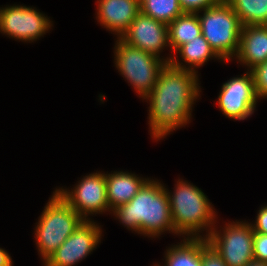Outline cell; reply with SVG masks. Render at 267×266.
<instances>
[{"mask_svg":"<svg viewBox=\"0 0 267 266\" xmlns=\"http://www.w3.org/2000/svg\"><path fill=\"white\" fill-rule=\"evenodd\" d=\"M199 75L167 63L154 89L143 99L148 106V126L152 140L167 136L190 124L194 104L201 98Z\"/></svg>","mask_w":267,"mask_h":266,"instance_id":"cell-1","label":"cell"},{"mask_svg":"<svg viewBox=\"0 0 267 266\" xmlns=\"http://www.w3.org/2000/svg\"><path fill=\"white\" fill-rule=\"evenodd\" d=\"M110 214L124 228L140 236L155 239L165 233L178 235L173 227L166 188L156 178L150 177L128 203L116 207Z\"/></svg>","mask_w":267,"mask_h":266,"instance_id":"cell-2","label":"cell"},{"mask_svg":"<svg viewBox=\"0 0 267 266\" xmlns=\"http://www.w3.org/2000/svg\"><path fill=\"white\" fill-rule=\"evenodd\" d=\"M164 186L169 197L173 227L179 238H206L218 219L208 196L183 178L176 179L173 192Z\"/></svg>","mask_w":267,"mask_h":266,"instance_id":"cell-3","label":"cell"},{"mask_svg":"<svg viewBox=\"0 0 267 266\" xmlns=\"http://www.w3.org/2000/svg\"><path fill=\"white\" fill-rule=\"evenodd\" d=\"M83 221L84 219L54 190L38 217L33 233L42 263Z\"/></svg>","mask_w":267,"mask_h":266,"instance_id":"cell-4","label":"cell"},{"mask_svg":"<svg viewBox=\"0 0 267 266\" xmlns=\"http://www.w3.org/2000/svg\"><path fill=\"white\" fill-rule=\"evenodd\" d=\"M201 34L224 61L232 62L238 52L242 24L226 0L197 12Z\"/></svg>","mask_w":267,"mask_h":266,"instance_id":"cell-5","label":"cell"},{"mask_svg":"<svg viewBox=\"0 0 267 266\" xmlns=\"http://www.w3.org/2000/svg\"><path fill=\"white\" fill-rule=\"evenodd\" d=\"M114 66L129 86L143 99L154 89L159 74L167 64L161 58L115 39Z\"/></svg>","mask_w":267,"mask_h":266,"instance_id":"cell-6","label":"cell"},{"mask_svg":"<svg viewBox=\"0 0 267 266\" xmlns=\"http://www.w3.org/2000/svg\"><path fill=\"white\" fill-rule=\"evenodd\" d=\"M224 222L220 229L217 219L216 225L206 237L208 244L222 257L227 266H245L254 259L253 227L246 220Z\"/></svg>","mask_w":267,"mask_h":266,"instance_id":"cell-7","label":"cell"},{"mask_svg":"<svg viewBox=\"0 0 267 266\" xmlns=\"http://www.w3.org/2000/svg\"><path fill=\"white\" fill-rule=\"evenodd\" d=\"M55 191L84 220H92L91 218L96 214L111 213L107 201L106 173L104 171L99 170L86 174L71 189L55 187Z\"/></svg>","mask_w":267,"mask_h":266,"instance_id":"cell-8","label":"cell"},{"mask_svg":"<svg viewBox=\"0 0 267 266\" xmlns=\"http://www.w3.org/2000/svg\"><path fill=\"white\" fill-rule=\"evenodd\" d=\"M53 21L35 7L12 4L0 7V33L16 41L34 43L50 32Z\"/></svg>","mask_w":267,"mask_h":266,"instance_id":"cell-9","label":"cell"},{"mask_svg":"<svg viewBox=\"0 0 267 266\" xmlns=\"http://www.w3.org/2000/svg\"><path fill=\"white\" fill-rule=\"evenodd\" d=\"M258 101L252 72L246 69L222 84L216 103L225 117L242 121L255 113Z\"/></svg>","mask_w":267,"mask_h":266,"instance_id":"cell-10","label":"cell"},{"mask_svg":"<svg viewBox=\"0 0 267 266\" xmlns=\"http://www.w3.org/2000/svg\"><path fill=\"white\" fill-rule=\"evenodd\" d=\"M103 229L94 220H84L78 228L43 262V266H75L97 249Z\"/></svg>","mask_w":267,"mask_h":266,"instance_id":"cell-11","label":"cell"},{"mask_svg":"<svg viewBox=\"0 0 267 266\" xmlns=\"http://www.w3.org/2000/svg\"><path fill=\"white\" fill-rule=\"evenodd\" d=\"M121 39L127 44L139 48L170 63L173 55L160 56L163 50L170 51L168 25L140 12L130 23L129 29Z\"/></svg>","mask_w":267,"mask_h":266,"instance_id":"cell-12","label":"cell"},{"mask_svg":"<svg viewBox=\"0 0 267 266\" xmlns=\"http://www.w3.org/2000/svg\"><path fill=\"white\" fill-rule=\"evenodd\" d=\"M96 20L114 37L121 38L140 13V0H96Z\"/></svg>","mask_w":267,"mask_h":266,"instance_id":"cell-13","label":"cell"},{"mask_svg":"<svg viewBox=\"0 0 267 266\" xmlns=\"http://www.w3.org/2000/svg\"><path fill=\"white\" fill-rule=\"evenodd\" d=\"M233 60L247 70L267 60V25L242 27L238 52Z\"/></svg>","mask_w":267,"mask_h":266,"instance_id":"cell-14","label":"cell"},{"mask_svg":"<svg viewBox=\"0 0 267 266\" xmlns=\"http://www.w3.org/2000/svg\"><path fill=\"white\" fill-rule=\"evenodd\" d=\"M113 172V173H112ZM149 179L129 172L111 171L106 172V193L109 209L128 203Z\"/></svg>","mask_w":267,"mask_h":266,"instance_id":"cell-15","label":"cell"},{"mask_svg":"<svg viewBox=\"0 0 267 266\" xmlns=\"http://www.w3.org/2000/svg\"><path fill=\"white\" fill-rule=\"evenodd\" d=\"M177 55H179V57ZM210 59L220 60L222 63H225L201 34L190 42L182 45L175 54H173L170 63L176 68L193 71L198 74L197 69L205 65Z\"/></svg>","mask_w":267,"mask_h":266,"instance_id":"cell-16","label":"cell"},{"mask_svg":"<svg viewBox=\"0 0 267 266\" xmlns=\"http://www.w3.org/2000/svg\"><path fill=\"white\" fill-rule=\"evenodd\" d=\"M164 253V263L157 266H202V238L182 237Z\"/></svg>","mask_w":267,"mask_h":266,"instance_id":"cell-17","label":"cell"},{"mask_svg":"<svg viewBox=\"0 0 267 266\" xmlns=\"http://www.w3.org/2000/svg\"><path fill=\"white\" fill-rule=\"evenodd\" d=\"M171 54L184 44L201 35V23L197 13L183 12L168 24Z\"/></svg>","mask_w":267,"mask_h":266,"instance_id":"cell-18","label":"cell"},{"mask_svg":"<svg viewBox=\"0 0 267 266\" xmlns=\"http://www.w3.org/2000/svg\"><path fill=\"white\" fill-rule=\"evenodd\" d=\"M242 26L267 25V0H226Z\"/></svg>","mask_w":267,"mask_h":266,"instance_id":"cell-19","label":"cell"},{"mask_svg":"<svg viewBox=\"0 0 267 266\" xmlns=\"http://www.w3.org/2000/svg\"><path fill=\"white\" fill-rule=\"evenodd\" d=\"M140 12L168 25L183 10L179 0H140Z\"/></svg>","mask_w":267,"mask_h":266,"instance_id":"cell-20","label":"cell"},{"mask_svg":"<svg viewBox=\"0 0 267 266\" xmlns=\"http://www.w3.org/2000/svg\"><path fill=\"white\" fill-rule=\"evenodd\" d=\"M258 99H267V60L251 69Z\"/></svg>","mask_w":267,"mask_h":266,"instance_id":"cell-21","label":"cell"},{"mask_svg":"<svg viewBox=\"0 0 267 266\" xmlns=\"http://www.w3.org/2000/svg\"><path fill=\"white\" fill-rule=\"evenodd\" d=\"M202 266H227L206 238H202Z\"/></svg>","mask_w":267,"mask_h":266,"instance_id":"cell-22","label":"cell"},{"mask_svg":"<svg viewBox=\"0 0 267 266\" xmlns=\"http://www.w3.org/2000/svg\"><path fill=\"white\" fill-rule=\"evenodd\" d=\"M253 254L255 260L267 263V235L253 233Z\"/></svg>","mask_w":267,"mask_h":266,"instance_id":"cell-23","label":"cell"},{"mask_svg":"<svg viewBox=\"0 0 267 266\" xmlns=\"http://www.w3.org/2000/svg\"><path fill=\"white\" fill-rule=\"evenodd\" d=\"M221 0H179L183 12L197 13L218 4Z\"/></svg>","mask_w":267,"mask_h":266,"instance_id":"cell-24","label":"cell"},{"mask_svg":"<svg viewBox=\"0 0 267 266\" xmlns=\"http://www.w3.org/2000/svg\"><path fill=\"white\" fill-rule=\"evenodd\" d=\"M254 232L267 235V204L262 205L255 217L254 222H250Z\"/></svg>","mask_w":267,"mask_h":266,"instance_id":"cell-25","label":"cell"},{"mask_svg":"<svg viewBox=\"0 0 267 266\" xmlns=\"http://www.w3.org/2000/svg\"><path fill=\"white\" fill-rule=\"evenodd\" d=\"M12 256L5 248L0 247V266H13Z\"/></svg>","mask_w":267,"mask_h":266,"instance_id":"cell-26","label":"cell"},{"mask_svg":"<svg viewBox=\"0 0 267 266\" xmlns=\"http://www.w3.org/2000/svg\"><path fill=\"white\" fill-rule=\"evenodd\" d=\"M245 266H267V263L253 259L250 262H248Z\"/></svg>","mask_w":267,"mask_h":266,"instance_id":"cell-27","label":"cell"}]
</instances>
